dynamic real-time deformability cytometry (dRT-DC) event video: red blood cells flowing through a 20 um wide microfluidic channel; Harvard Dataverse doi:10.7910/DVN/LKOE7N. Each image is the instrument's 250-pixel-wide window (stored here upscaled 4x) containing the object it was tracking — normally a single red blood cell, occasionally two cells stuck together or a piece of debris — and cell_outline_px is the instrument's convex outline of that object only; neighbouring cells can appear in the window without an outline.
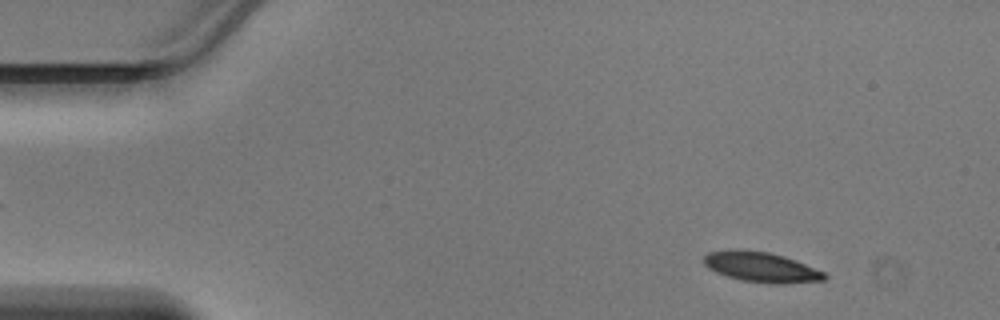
{"species": "Egyptian fruit bat (a non-hibernating species)", "species_latin": "Rousettus aegyptiacus", "temperature_condition": "warm", "stored_images_in_passage": 46, "camera_frame_rate_fps": 3000, "um_per_image_px": 0.085, "animal": {"sex": "male"}, "frame": {"image": 1, "passage_image": 5, "time_ms": 1.333, "image_size_px": [1000, 320], "cell_outline_px": [[828, 276], [824, 280], [784, 284], [772, 284], [740, 280], [716, 272], [708, 268], [704, 264], [704, 256], [708, 252], [732, 248], [744, 248], [768, 252], [784, 256], [796, 260], [824, 272]], "centroid_in_image_um": [64.68, 22.68], "position_along_channel_um": 20.3, "area_um2": 21.5}}
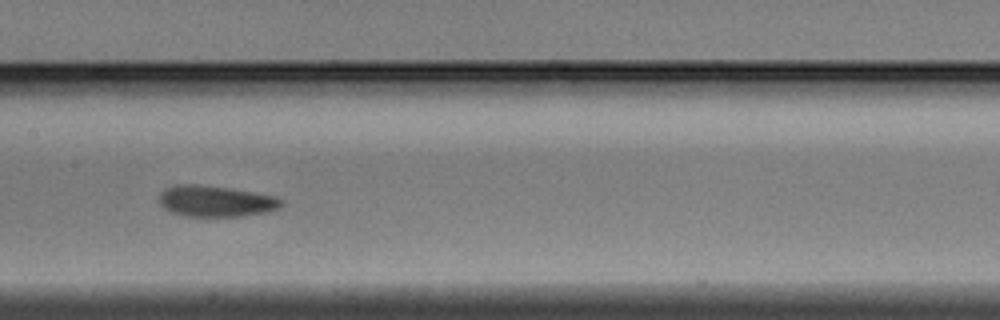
{"frame": {"image": 2, "passage_image": 23, "time_ms": 7.333, "image_size_px": [1000, 320], "cell_outline_px": [[284, 204], [280, 208], [268, 212], [240, 216], [188, 216], [172, 212], [164, 208], [156, 200], [156, 196], [164, 188], [176, 184], [200, 184], [228, 188], [252, 192], [272, 196], [284, 200]], "centroid_in_image_um": [18.29, 17.09], "position_along_channel_um": 189.1, "area_um2": 22.37}}
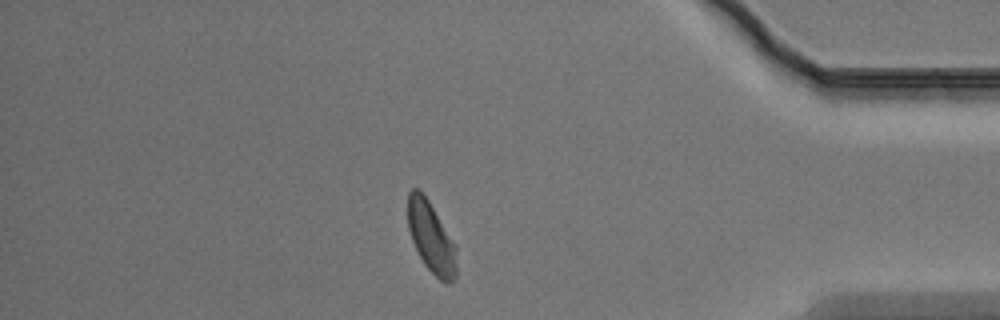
{"frame": {"image": 3, "passage_image": 40, "time_ms": 13.0, "image_size_px": [1000, 320], "cell_outline_px": [[456, 276], [448, 284], [440, 280], [424, 264], [412, 240], [408, 228], [408, 192], [412, 188], [420, 188], [428, 200], [456, 244]], "centroid_in_image_um": [36.65, 20.15], "position_along_channel_um": 398.6, "area_um2": 20.06}}